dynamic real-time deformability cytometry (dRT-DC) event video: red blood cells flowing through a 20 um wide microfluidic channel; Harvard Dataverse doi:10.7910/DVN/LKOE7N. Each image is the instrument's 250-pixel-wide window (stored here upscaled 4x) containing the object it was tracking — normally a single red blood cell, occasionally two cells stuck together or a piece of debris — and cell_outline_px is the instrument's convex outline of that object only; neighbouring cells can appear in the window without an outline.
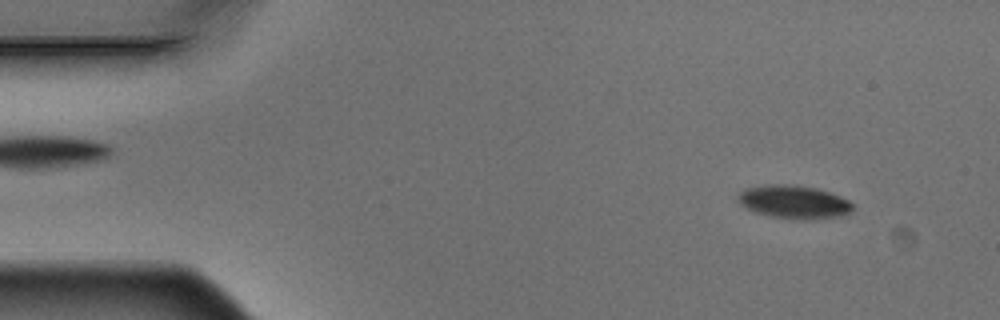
{"species": "Egyptian fruit bat (a non-hibernating species)", "species_latin": "Rousettus aegyptiacus", "temperature_condition": "warm", "stored_images_in_passage": 4, "camera_frame_rate_fps": 3000, "um_per_image_px": 0.085, "animal": {"sex": "male"}, "frame": {"image": 1, "passage_image": 1, "time_ms": 0.0, "image_size_px": [1000, 320], "cell_outline_px": [[852, 212], [848, 216], [812, 220], [800, 220], [768, 216], [756, 212], [740, 204], [736, 200], [736, 196], [740, 192], [748, 188], [768, 184], [792, 184], [816, 188], [840, 196], [848, 200], [852, 204]], "centroid_in_image_um": [67.52, 17.19], "position_along_channel_um": 17.5, "area_um2": 22.6}}
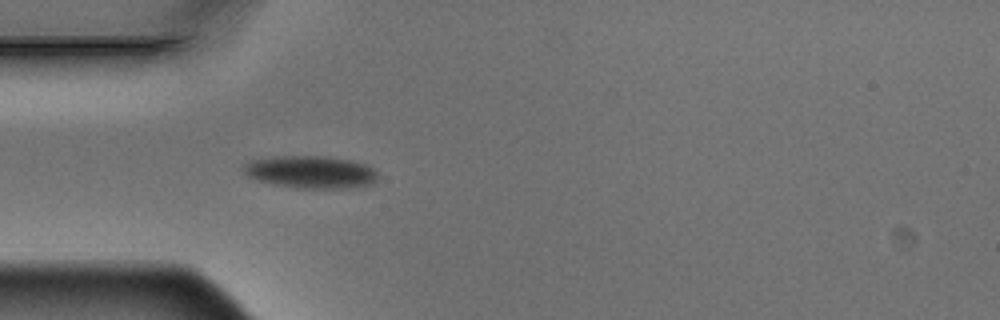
{"frame": {"image": 2, "passage_image": 4, "time_ms": 1.0, "image_size_px": [1000, 320], "cell_outline_px": [[376, 176], [372, 184], [344, 188], [296, 188], [272, 184], [248, 176], [244, 172], [244, 164], [252, 160], [276, 156], [328, 156], [352, 160], [364, 164], [372, 168], [376, 172]], "centroid_in_image_um": [26.4, 14.61], "position_along_channel_um": 58.6, "area_um2": 25.2}}